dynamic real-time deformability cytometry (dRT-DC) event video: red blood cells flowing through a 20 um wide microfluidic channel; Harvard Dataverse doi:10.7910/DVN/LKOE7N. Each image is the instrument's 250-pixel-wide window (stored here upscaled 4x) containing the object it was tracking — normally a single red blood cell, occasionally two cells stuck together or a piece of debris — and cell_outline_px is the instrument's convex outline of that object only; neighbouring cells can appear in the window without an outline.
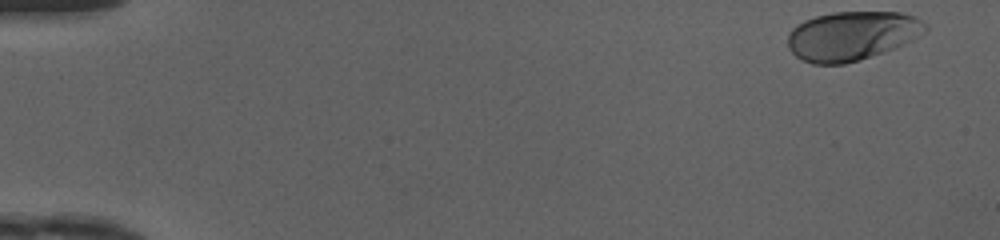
{"species": "human", "species_latin": "Homo sapiens", "temperature_condition": "cold", "stored_images_in_passage": 41, "camera_frame_rate_fps": 3000, "um_per_image_px": 0.085, "donor": {"sex": "female"}, "frame": {"image": 1, "passage_image": 1, "time_ms": 0.0, "image_size_px": [1000, 240], "cell_outline_px": [[928, 28], [924, 32], [912, 40], [896, 48], [860, 60], [844, 64], [812, 64], [796, 56], [788, 48], [788, 32], [792, 28], [804, 20], [816, 16], [832, 12], [900, 12], [912, 16], [928, 24]], "centroid_in_image_um": [72.4, 3.04], "position_along_channel_um": 12.6, "area_um2": 39.48}}
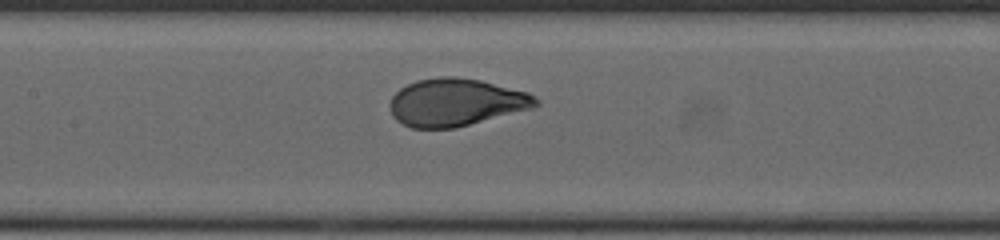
{"frame": {"image": 2, "passage_image": 23, "time_ms": 7.333, "image_size_px": [1000, 240], "cell_outline_px": [[540, 104], [532, 108], [456, 128], [412, 128], [396, 120], [392, 116], [388, 104], [392, 96], [400, 88], [416, 80], [440, 76], [456, 76], [480, 80], [528, 92], [536, 96], [540, 100]], "centroid_in_image_um": [38.74, 8.69], "position_along_channel_um": 168.7, "area_um2": 40.69}}
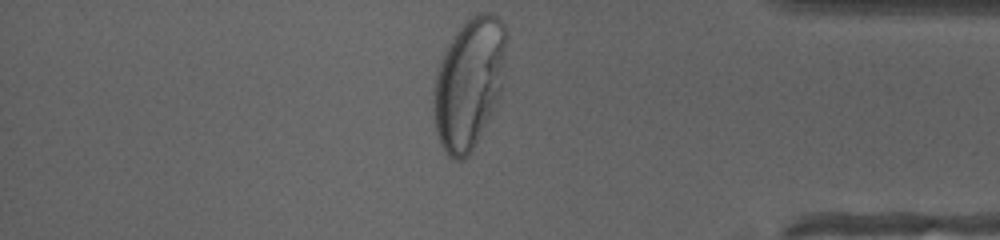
{"frame": {"image": 3, "passage_image": 41, "time_ms": 13.333, "image_size_px": [1000, 240], "cell_outline_px": [[508, 32], [500, 96], [492, 112], [468, 156], [464, 160], [456, 160], [448, 156], [436, 132], [432, 108], [432, 88], [444, 52], [456, 32], [476, 12], [492, 12], [504, 24]], "centroid_in_image_um": [39.87, 7.05], "position_along_channel_um": 395.3, "area_um2": 55.2}, "authors_computed_cell_mechanics": {"area_um2": 40.2866, "velocity_mm_per_s": 4.1404, "shape_relaxation_time_tau1_ms": 3.3872, "shape_relaxation_time_tau2_ms": null, "deformation_change_tau1": 0.1941, "deformation_change_tau2": null}}